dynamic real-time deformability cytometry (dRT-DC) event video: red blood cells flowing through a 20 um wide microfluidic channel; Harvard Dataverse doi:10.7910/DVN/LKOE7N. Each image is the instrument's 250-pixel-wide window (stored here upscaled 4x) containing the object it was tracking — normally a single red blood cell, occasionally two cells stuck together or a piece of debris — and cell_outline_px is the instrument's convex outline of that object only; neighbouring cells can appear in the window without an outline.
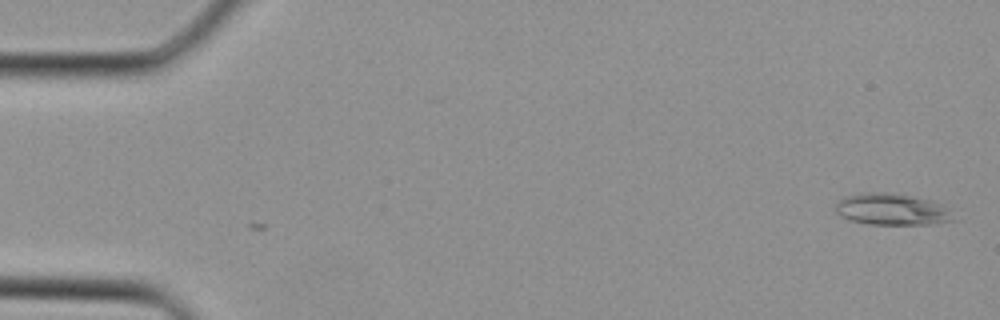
{"species": "Egyptian fruit bat (a non-hibernating species)", "species_latin": "Rousettus aegyptiacus", "temperature_condition": "cold", "stored_images_in_passage": 2, "camera_frame_rate_fps": 3000, "um_per_image_px": 0.085, "animal": {"sex": "female"}, "frame": {"image": 1, "passage_image": 2, "time_ms": 0.333, "image_size_px": [1000, 320], "cell_outline_px": [[960, 220], [936, 224], [868, 224], [848, 220], [840, 216], [836, 212], [836, 204], [844, 196], [860, 192], [884, 192], [912, 196], [932, 200], [944, 204]], "centroid_in_image_um": [75.88, 17.8], "position_along_channel_um": 9.1, "area_um2": 22.25}}